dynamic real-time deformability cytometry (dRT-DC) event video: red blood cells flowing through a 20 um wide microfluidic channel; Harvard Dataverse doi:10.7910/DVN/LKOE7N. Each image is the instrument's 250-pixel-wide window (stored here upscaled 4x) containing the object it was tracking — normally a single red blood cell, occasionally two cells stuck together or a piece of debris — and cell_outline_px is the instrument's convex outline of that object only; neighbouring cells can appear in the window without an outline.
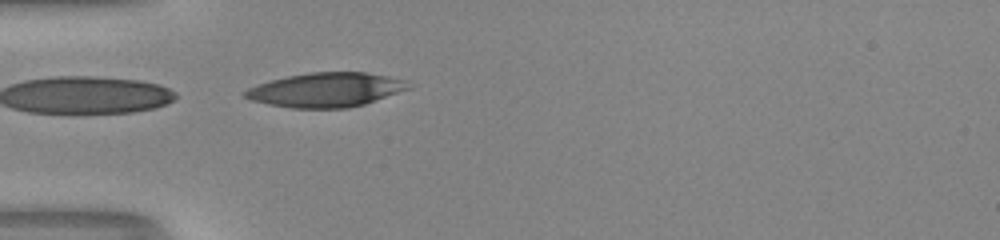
{"species": "human", "species_latin": "Homo sapiens", "temperature_condition": "room temperature", "stored_images_in_passage": 4, "camera_frame_rate_fps": 3000, "um_per_image_px": 0.085, "donor": {"sex": "male"}, "frame": {"image": 1, "passage_image": 4, "time_ms": 1.0, "image_size_px": [1000, 240], "cell_outline_px": [[408, 88], [364, 104], [348, 108], [292, 108], [268, 104], [252, 100], [244, 96], [244, 92], [248, 88], [272, 80], [288, 76], [308, 72], [364, 72], [388, 76], [404, 80]], "centroid_in_image_um": [27.66, 7.64], "position_along_channel_um": 57.3, "area_um2": 32.02}}